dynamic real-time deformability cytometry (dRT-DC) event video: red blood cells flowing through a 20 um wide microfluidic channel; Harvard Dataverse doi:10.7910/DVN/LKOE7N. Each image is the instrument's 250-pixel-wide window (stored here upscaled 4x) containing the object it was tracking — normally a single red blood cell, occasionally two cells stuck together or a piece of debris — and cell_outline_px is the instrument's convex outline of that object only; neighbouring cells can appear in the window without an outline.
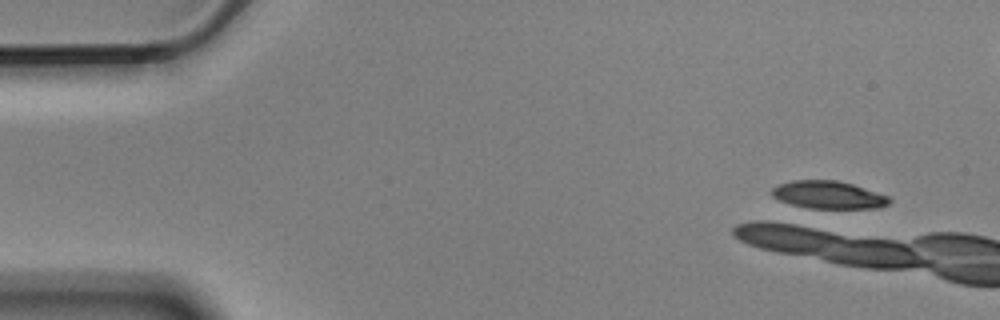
{"species": "Egyptian fruit bat (a non-hibernating species)", "species_latin": "Rousettus aegyptiacus", "temperature_condition": "cold", "stored_images_in_passage": 1, "camera_frame_rate_fps": 3000, "um_per_image_px": 0.085, "animal": {"sex": "male"}, "frame": {"image": 1, "passage_image": 1, "time_ms": 0.0, "image_size_px": [1000, 320], "cell_outline_px": [[892, 200], [888, 204], [880, 208], [808, 208], [792, 204], [780, 200], [772, 196], [772, 188], [780, 184], [792, 180], [836, 180], [852, 184], [888, 196]], "centroid_in_image_um": [70.42, 16.56], "position_along_channel_um": 14.6, "area_um2": 18.79}}